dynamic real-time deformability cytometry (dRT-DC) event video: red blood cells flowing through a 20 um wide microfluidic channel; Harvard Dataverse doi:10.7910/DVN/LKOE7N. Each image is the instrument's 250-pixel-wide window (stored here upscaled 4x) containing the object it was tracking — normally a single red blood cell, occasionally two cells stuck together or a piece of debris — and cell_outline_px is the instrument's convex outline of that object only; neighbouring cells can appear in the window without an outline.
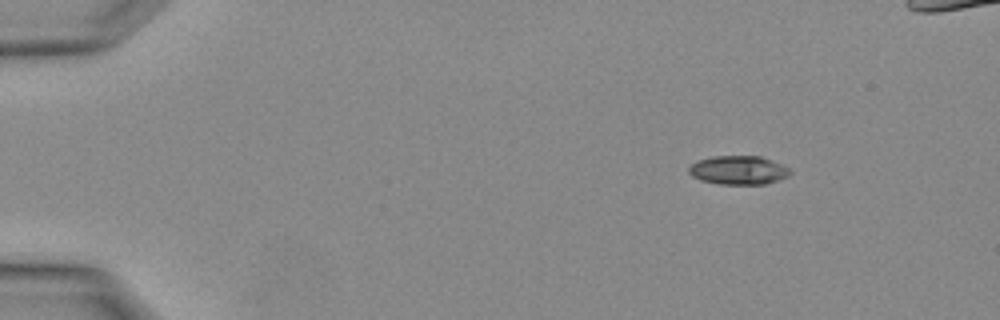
{"species": "Egyptian fruit bat (a non-hibernating species)", "species_latin": "Rousettus aegyptiacus", "temperature_condition": "warm", "stored_images_in_passage": 6, "camera_frame_rate_fps": 3000, "um_per_image_px": 0.085, "animal": {"sex": "female"}, "frame": {"image": 1, "passage_image": 1, "time_ms": 0.0, "image_size_px": [1000, 320], "cell_outline_px": [[792, 172], [788, 176], [764, 184], [720, 184], [700, 180], [692, 176], [688, 172], [688, 168], [692, 164], [700, 160], [712, 156], [760, 156], [780, 164], [788, 168]], "centroid_in_image_um": [62.74, 14.46], "position_along_channel_um": 22.3, "area_um2": 16.76}}